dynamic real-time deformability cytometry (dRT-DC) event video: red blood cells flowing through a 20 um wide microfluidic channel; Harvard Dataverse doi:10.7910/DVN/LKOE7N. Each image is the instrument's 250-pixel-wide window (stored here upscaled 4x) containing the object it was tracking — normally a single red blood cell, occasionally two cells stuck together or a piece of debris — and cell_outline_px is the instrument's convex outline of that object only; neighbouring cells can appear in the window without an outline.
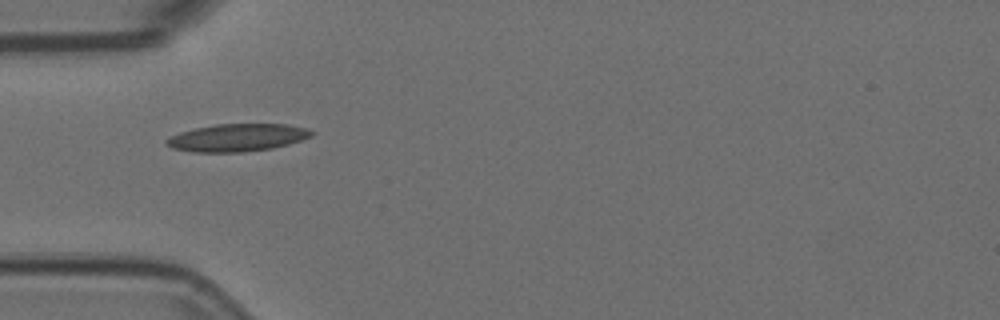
{"species": "Egyptian fruit bat (a non-hibernating species)", "species_latin": "Rousettus aegyptiacus", "temperature_condition": "room temperature", "stored_images_in_passage": 8, "camera_frame_rate_fps": 3000, "um_per_image_px": 0.085, "animal": {"sex": "female"}, "frame": {"image": 1, "passage_image": 4, "time_ms": 1.0, "image_size_px": [1000, 320], "cell_outline_px": [[316, 132], [312, 136], [288, 144], [272, 148], [240, 152], [192, 152], [172, 148], [164, 144], [164, 140], [180, 132], [196, 128], [216, 124], [288, 124], [308, 128]], "centroid_in_image_um": [20.18, 11.69], "position_along_channel_um": 64.8, "area_um2": 23.35}}
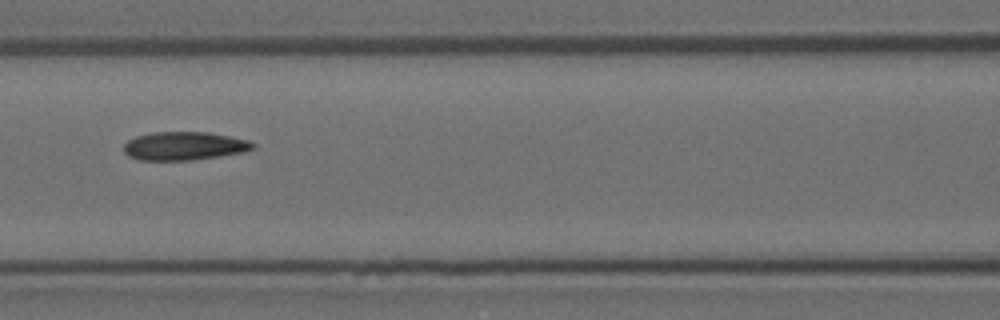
{"frame": {"image": 2, "passage_image": 6, "time_ms": 1.667, "image_size_px": [1000, 320], "cell_outline_px": [[256, 148], [244, 152], [192, 160], [140, 160], [128, 156], [124, 152], [124, 144], [128, 140], [136, 136], [152, 132], [208, 132], [248, 140], [256, 144]], "centroid_in_image_um": [15.66, 12.4], "position_along_channel_um": 150.9, "area_um2": 21.39}}
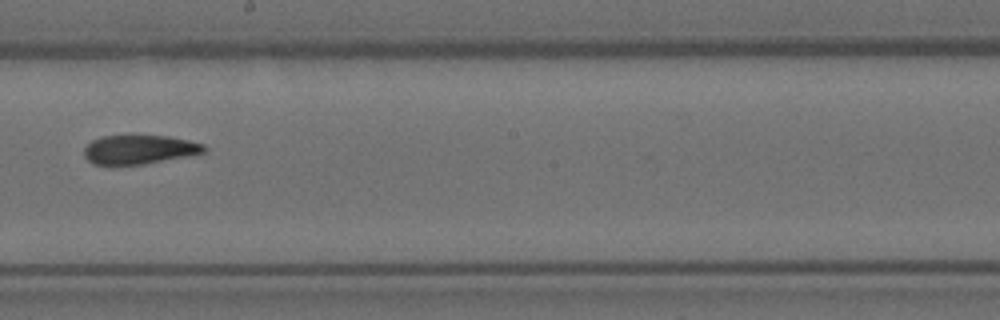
{"frame": {"image": 3, "passage_image": 8, "time_ms": 2.333, "image_size_px": [1000, 320], "cell_outline_px": [[208, 148], [204, 152], [188, 156], [144, 164], [92, 164], [84, 156], [84, 148], [92, 140], [100, 136], [168, 136], [188, 140], [204, 144]], "centroid_in_image_um": [11.85, 12.71], "position_along_channel_um": 236.4, "area_um2": 20.17}}